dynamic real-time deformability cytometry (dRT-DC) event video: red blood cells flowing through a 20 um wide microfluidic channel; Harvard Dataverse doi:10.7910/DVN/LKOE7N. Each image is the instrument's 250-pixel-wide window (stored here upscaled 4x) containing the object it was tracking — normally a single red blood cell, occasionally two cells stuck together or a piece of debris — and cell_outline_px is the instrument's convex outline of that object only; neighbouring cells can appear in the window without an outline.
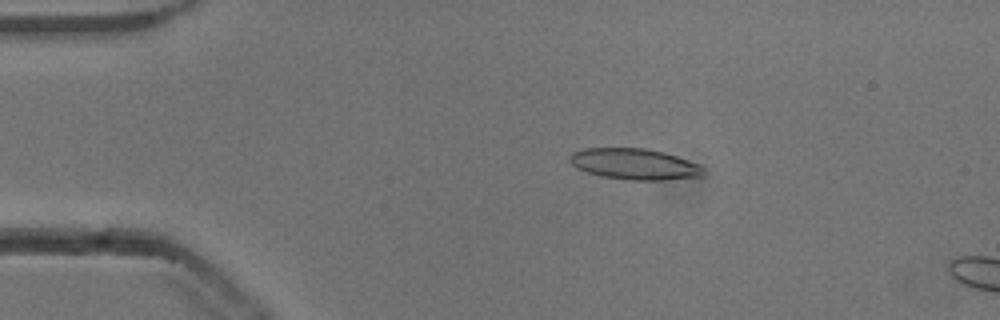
{"species": "common noctule bat (a hibernating species)", "species_latin": "Nyctalus noctula", "temperature_condition": "cold", "stored_images_in_passage": 14, "camera_frame_rate_fps": 3000, "um_per_image_px": 0.085, "animal": {"sex": "male", "body_mass_g": 13.3}, "frame": {"image": 1, "passage_image": 10, "time_ms": 3.0, "image_size_px": [1000, 320], "cell_outline_px": [[704, 176], [664, 180], [628, 180], [604, 176], [588, 172], [576, 168], [568, 160], [568, 156], [572, 152], [584, 148], [644, 148], [664, 152], [700, 164], [704, 168]], "centroid_in_image_um": [53.93, 13.94], "position_along_channel_um": 31.1, "area_um2": 24.28}}